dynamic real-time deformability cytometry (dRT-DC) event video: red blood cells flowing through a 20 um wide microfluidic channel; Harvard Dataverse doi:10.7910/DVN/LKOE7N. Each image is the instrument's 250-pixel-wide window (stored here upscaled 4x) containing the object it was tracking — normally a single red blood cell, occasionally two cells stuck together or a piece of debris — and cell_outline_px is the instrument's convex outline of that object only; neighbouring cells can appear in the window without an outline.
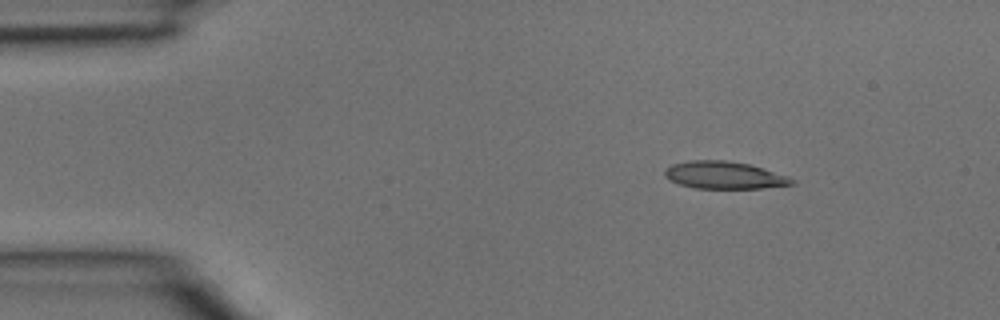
{"species": "common noctule bat (a hibernating species)", "species_latin": "Nyctalus noctula", "temperature_condition": "room temperature", "stored_images_in_passage": 3, "camera_frame_rate_fps": 3000, "um_per_image_px": 0.085, "animal": {"sex": "male", "body_mass_g": 15.6}, "frame": {"image": 1, "passage_image": 3, "time_ms": 0.667, "image_size_px": [1000, 320], "cell_outline_px": [[796, 184], [760, 188], [696, 188], [680, 184], [668, 180], [664, 176], [664, 168], [672, 164], [692, 160], [724, 160], [748, 164], [788, 176], [796, 180]], "centroid_in_image_um": [61.53, 14.89], "position_along_channel_um": 23.5, "area_um2": 20.23}}